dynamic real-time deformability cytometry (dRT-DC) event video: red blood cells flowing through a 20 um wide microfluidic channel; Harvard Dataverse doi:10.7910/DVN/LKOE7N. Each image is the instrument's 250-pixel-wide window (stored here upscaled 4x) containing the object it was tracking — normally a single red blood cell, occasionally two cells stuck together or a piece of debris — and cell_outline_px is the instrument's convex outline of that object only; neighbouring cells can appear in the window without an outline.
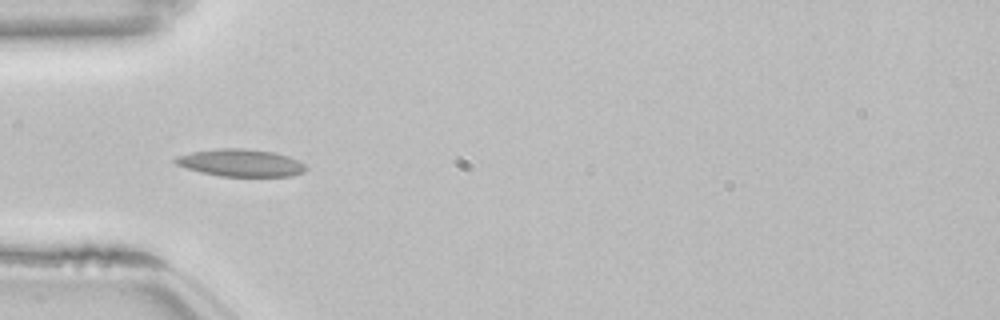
{"species": "common noctule bat (a hibernating species)", "species_latin": "Nyctalus noctula", "temperature_condition": "room temperature", "stored_images_in_passage": 24, "camera_frame_rate_fps": 3000, "um_per_image_px": 0.085, "animal": {"sex": "female", "body_mass_g": 22.7, "forearm_length_mm": 54.2}, "frame": {"image": 1, "passage_image": 4, "time_ms": 1.0, "image_size_px": [1000, 320], "cell_outline_px": [[304, 172], [288, 176], [220, 176], [200, 172], [176, 164], [172, 160], [176, 156], [192, 152], [220, 148], [244, 148], [272, 152], [288, 156], [304, 164]], "centroid_in_image_um": [20.41, 13.84], "position_along_channel_um": 64.6, "area_um2": 20.52}}